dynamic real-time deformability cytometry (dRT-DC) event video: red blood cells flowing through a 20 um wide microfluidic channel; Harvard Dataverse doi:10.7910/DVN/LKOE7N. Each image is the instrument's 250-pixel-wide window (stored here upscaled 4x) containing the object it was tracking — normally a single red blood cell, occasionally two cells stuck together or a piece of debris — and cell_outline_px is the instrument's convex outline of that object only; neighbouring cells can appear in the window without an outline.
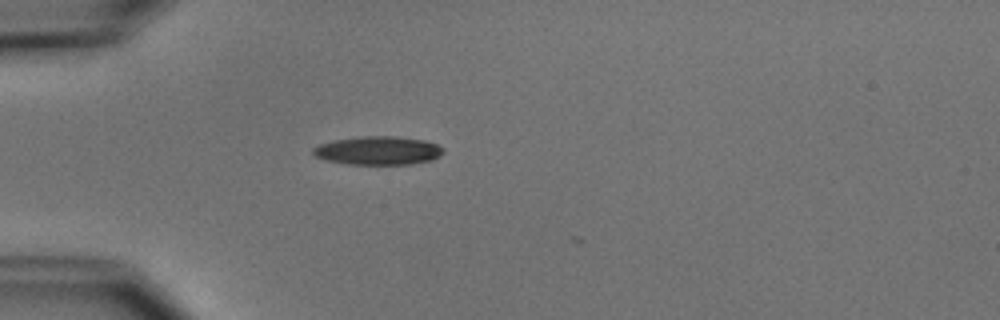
{"species": "common noctule bat (a hibernating species)", "species_latin": "Nyctalus noctula", "temperature_condition": "cold", "stored_images_in_passage": 7, "camera_frame_rate_fps": 3000, "um_per_image_px": 0.085, "animal": {"sex": "male", "body_mass_g": 15.6}, "frame": {"image": 1, "passage_image": 2, "time_ms": 0.333, "image_size_px": [1000, 320], "cell_outline_px": [[444, 152], [440, 156], [432, 160], [412, 164], [348, 164], [324, 160], [316, 156], [312, 152], [312, 148], [320, 144], [336, 140], [364, 136], [396, 136], [424, 140], [436, 144], [444, 148]], "centroid_in_image_um": [32.16, 12.8], "position_along_channel_um": 52.8, "area_um2": 21.62}}